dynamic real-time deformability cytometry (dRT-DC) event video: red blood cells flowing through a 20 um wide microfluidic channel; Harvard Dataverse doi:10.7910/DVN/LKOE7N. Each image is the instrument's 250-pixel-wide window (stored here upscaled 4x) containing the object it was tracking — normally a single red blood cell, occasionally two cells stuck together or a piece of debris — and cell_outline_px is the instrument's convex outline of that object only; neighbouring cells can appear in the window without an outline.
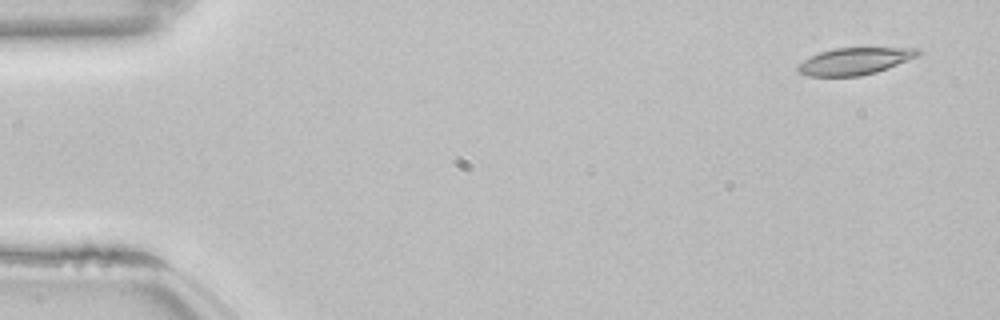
{"species": "common noctule bat (a hibernating species)", "species_latin": "Nyctalus noctula", "temperature_condition": "room temperature", "stored_images_in_passage": 52, "camera_frame_rate_fps": 3000, "um_per_image_px": 0.085, "animal": {"sex": "female", "body_mass_g": 22.7, "forearm_length_mm": 54.2}, "frame": {"image": 1, "passage_image": 1, "time_ms": 0.0, "image_size_px": [1000, 320], "cell_outline_px": [[920, 52], [916, 56], [876, 72], [860, 76], [808, 76], [800, 72], [796, 68], [804, 60], [820, 52], [836, 48], [920, 48]], "centroid_in_image_um": [72.62, 5.2], "position_along_channel_um": 12.4, "area_um2": 18.38}}
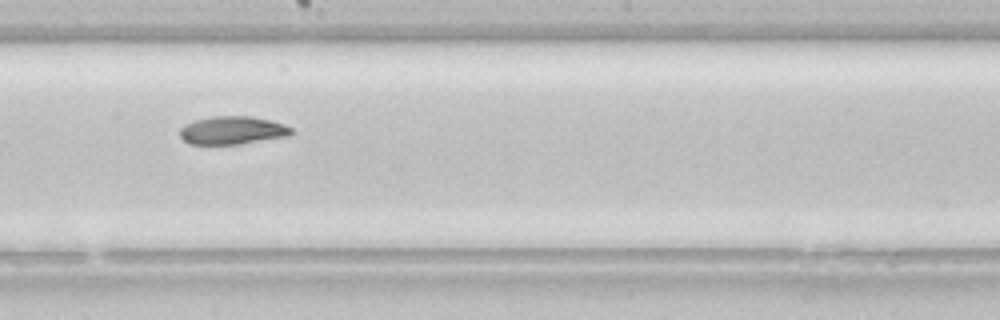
{"frame": {"image": 2, "passage_image": 28, "time_ms": 9.0, "image_size_px": [1000, 320], "cell_outline_px": [[296, 132], [288, 136], [240, 144], [188, 144], [180, 136], [180, 128], [184, 124], [192, 120], [212, 116], [252, 116], [284, 124], [292, 128]], "centroid_in_image_um": [19.75, 11.07], "position_along_channel_um": 228.5, "area_um2": 18.44}}
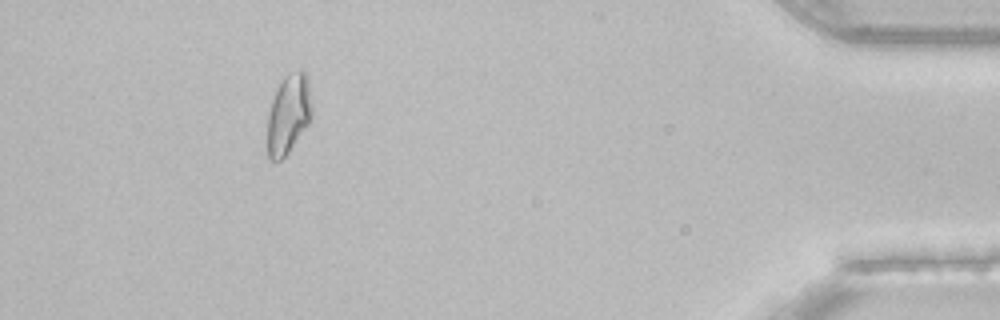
{"frame": {"image": 3, "passage_image": 47, "time_ms": 15.333, "image_size_px": [1000, 320], "cell_outline_px": [[312, 120], [288, 152], [280, 160], [272, 160], [268, 156], [268, 116], [272, 100], [276, 88], [280, 80], [288, 72], [300, 68], [304, 68], [308, 76], [312, 104]], "centroid_in_image_um": [24.56, 9.6], "position_along_channel_um": 410.6, "area_um2": 21.04}, "authors_computed_cell_mechanics": {"area_um2": 19.1607, "velocity_mm_per_s": 3.8329, "shape_relaxation_time_tau1_ms": 7.2107, "shape_relaxation_time_tau2_ms": 7.4377, "deformation_change_tau1": 0.1812, "deformation_change_tau2": 0.1224}}